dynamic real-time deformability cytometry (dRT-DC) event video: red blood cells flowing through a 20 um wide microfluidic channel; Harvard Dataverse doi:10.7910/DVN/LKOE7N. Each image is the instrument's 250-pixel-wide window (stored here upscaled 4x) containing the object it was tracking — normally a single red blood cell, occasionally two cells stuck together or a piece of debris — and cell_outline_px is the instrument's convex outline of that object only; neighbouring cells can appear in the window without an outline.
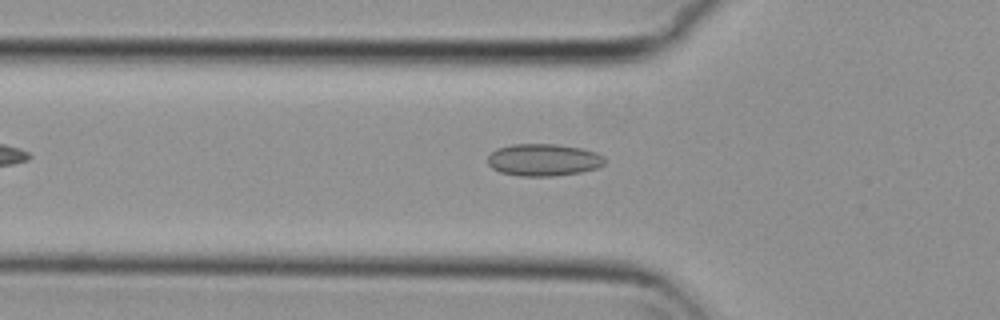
{"species": "common noctule bat (a hibernating species)", "species_latin": "Nyctalus noctula", "temperature_condition": "cold", "stored_images_in_passage": 47, "camera_frame_rate_fps": 3000, "um_per_image_px": 0.085, "animal": {"sex": "female", "body_mass_g": 29.2, "forearm_length_mm": 56.3}, "frame": {"image": 1, "passage_image": 10, "time_ms": 3.0, "image_size_px": [1000, 320], "cell_outline_px": [[604, 164], [596, 168], [580, 172], [552, 176], [520, 176], [500, 172], [492, 168], [488, 164], [488, 156], [496, 148], [512, 144], [556, 144], [580, 148], [596, 152], [604, 156]], "centroid_in_image_um": [46.18, 13.58], "position_along_channel_um": 79.6, "area_um2": 21.91}}
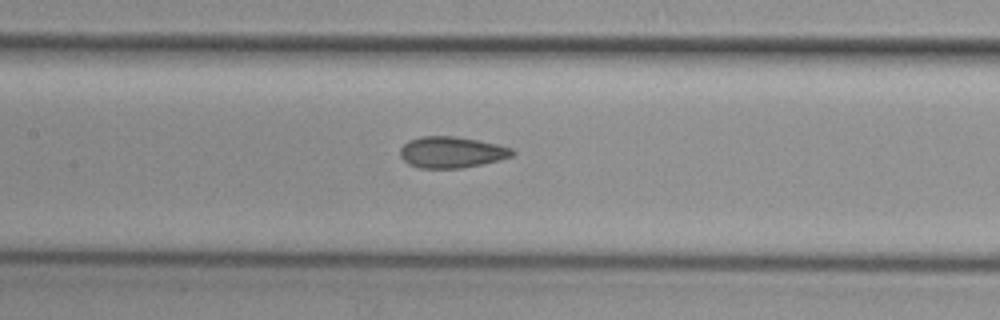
{"frame": {"image": 2, "passage_image": 17, "time_ms": 5.333, "image_size_px": [1000, 320], "cell_outline_px": [[516, 152], [512, 156], [500, 160], [460, 168], [420, 168], [408, 164], [400, 156], [400, 148], [408, 140], [420, 136], [452, 136], [476, 140], [496, 144], [512, 148]], "centroid_in_image_um": [38.36, 12.94], "position_along_channel_um": 169.0, "area_um2": 20.35}}
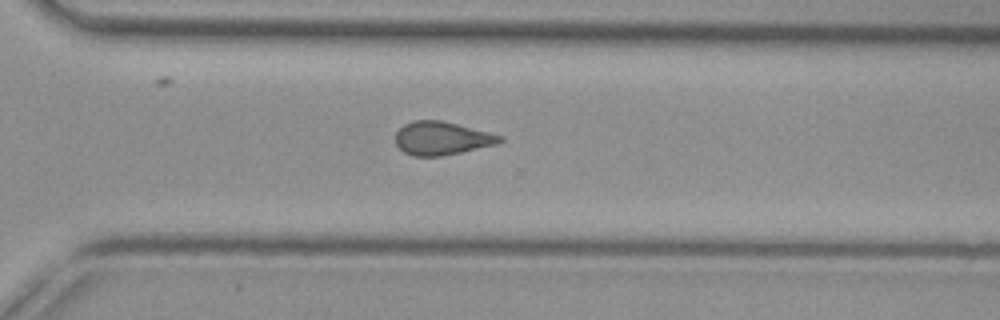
{"frame": {"image": 3, "passage_image": 30, "time_ms": 9.667, "image_size_px": [1000, 320], "cell_outline_px": [[504, 140], [496, 144], [460, 152], [440, 156], [412, 156], [404, 152], [396, 144], [396, 132], [404, 124], [412, 120], [440, 120], [504, 136]], "centroid_in_image_um": [37.53, 11.75], "position_along_channel_um": 333.1, "area_um2": 20.06}}